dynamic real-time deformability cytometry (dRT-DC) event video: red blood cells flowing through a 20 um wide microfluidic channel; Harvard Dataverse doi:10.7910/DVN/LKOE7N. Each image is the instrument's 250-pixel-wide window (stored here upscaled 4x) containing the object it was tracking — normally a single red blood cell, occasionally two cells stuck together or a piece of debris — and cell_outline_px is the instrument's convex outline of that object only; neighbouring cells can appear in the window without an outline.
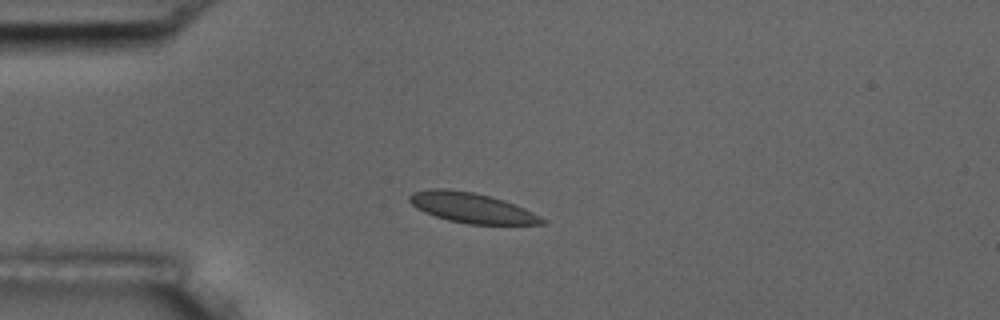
{"species": "common noctule bat (a hibernating species)", "species_latin": "Nyctalus noctula", "temperature_condition": "room temperature", "stored_images_in_passage": 9, "camera_frame_rate_fps": 3000, "um_per_image_px": 0.085, "animal": {"sex": "male", "body_mass_g": 17.5, "forearm_length_mm": 52.3}, "frame": {"image": 1, "passage_image": 4, "time_ms": 3.667, "image_size_px": [1000, 320], "cell_outline_px": [[548, 224], [468, 224], [448, 220], [424, 212], [416, 208], [408, 200], [408, 196], [412, 192], [428, 188], [444, 188], [472, 192], [504, 200], [524, 208], [548, 220]], "centroid_in_image_um": [40.08, 17.66], "position_along_channel_um": 44.9, "area_um2": 23.29}}
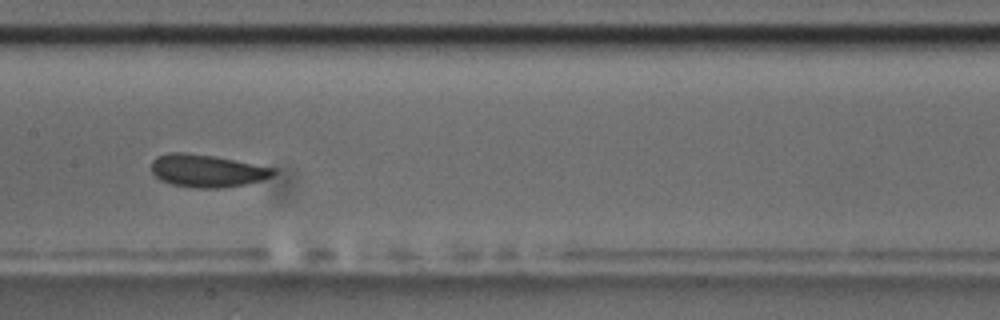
{"frame": {"image": 2, "passage_image": 8, "time_ms": 8.333, "image_size_px": [1000, 320], "cell_outline_px": [[276, 172], [272, 176], [260, 180], [244, 184], [220, 188], [196, 188], [172, 184], [160, 180], [152, 172], [152, 160], [156, 156], [172, 152], [184, 152], [212, 156], [276, 168]], "centroid_in_image_um": [17.57, 14.51], "position_along_channel_um": 189.8, "area_um2": 22.95}}
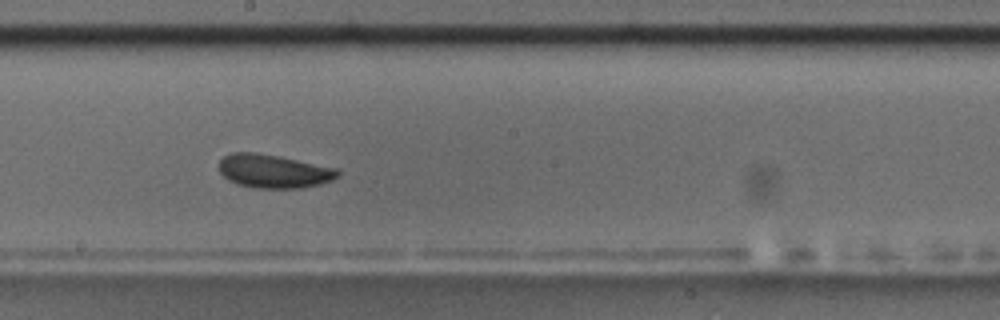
{"frame": {"image": 3, "passage_image": 9, "time_ms": 9.333, "image_size_px": [1000, 320], "cell_outline_px": [[340, 176], [332, 180], [320, 184], [300, 188], [256, 188], [236, 184], [228, 180], [220, 172], [220, 160], [224, 156], [232, 152], [256, 152], [280, 156], [336, 168], [340, 172]], "centroid_in_image_um": [23.26, 14.55], "position_along_channel_um": 224.9, "area_um2": 23.29}}